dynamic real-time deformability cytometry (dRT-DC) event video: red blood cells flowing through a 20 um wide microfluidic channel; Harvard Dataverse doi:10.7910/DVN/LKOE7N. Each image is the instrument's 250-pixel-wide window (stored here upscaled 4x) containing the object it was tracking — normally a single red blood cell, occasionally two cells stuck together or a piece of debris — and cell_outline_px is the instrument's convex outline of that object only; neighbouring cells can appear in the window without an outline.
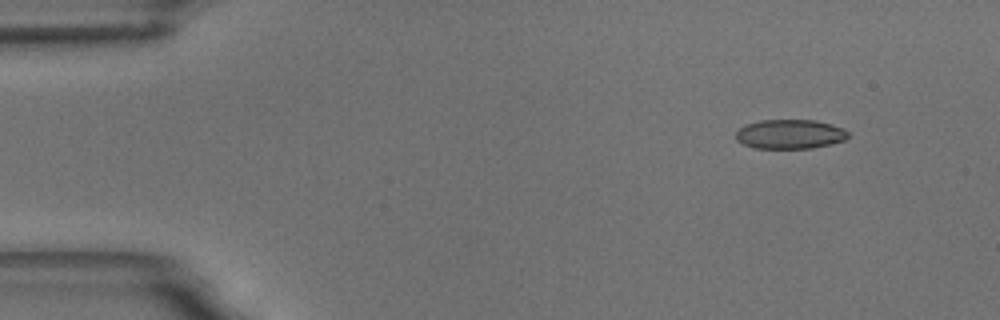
{"species": "common noctule bat (a hibernating species)", "species_latin": "Nyctalus noctula", "temperature_condition": "room temperature", "stored_images_in_passage": 52, "camera_frame_rate_fps": 3000, "um_per_image_px": 0.085, "animal": {"sex": "male", "body_mass_g": 18.8}, "frame": {"image": 1, "passage_image": 1, "time_ms": 0.0, "image_size_px": [1000, 320], "cell_outline_px": [[848, 136], [844, 140], [812, 148], [756, 148], [744, 144], [736, 140], [736, 132], [740, 128], [748, 124], [760, 120], [812, 120], [828, 124], [840, 128], [848, 132]], "centroid_in_image_um": [67.1, 11.4], "position_along_channel_um": 17.9, "area_um2": 18.79}}
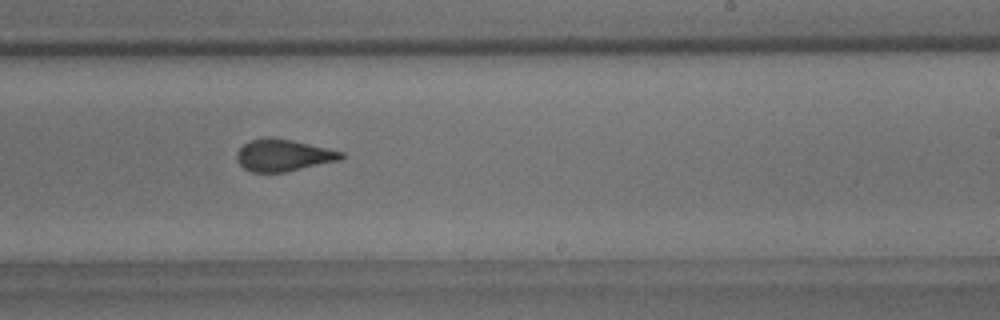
{"frame": {"image": 2, "passage_image": 30, "time_ms": 9.667, "image_size_px": [1000, 320], "cell_outline_px": [[344, 156], [340, 160], [284, 172], [252, 172], [244, 168], [236, 160], [236, 156], [240, 148], [248, 140], [268, 136], [292, 140], [328, 148], [344, 152]], "centroid_in_image_um": [24.07, 13.18], "position_along_channel_um": 264.9, "area_um2": 19.42}}
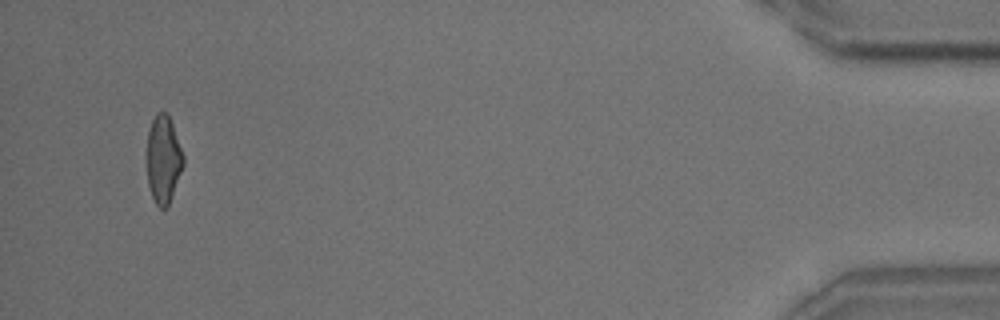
{"frame": {"image": 3, "passage_image": 50, "time_ms": 16.333, "image_size_px": [1000, 320], "cell_outline_px": [[184, 164], [168, 204], [164, 208], [160, 208], [156, 204], [152, 196], [148, 184], [148, 132], [152, 120], [156, 112], [168, 112], [184, 156]], "centroid_in_image_um": [13.89, 13.5], "position_along_channel_um": 421.3, "area_um2": 18.26}, "authors_computed_cell_mechanics": {"area_um2": 19.9699, "velocity_mm_per_s": 3.5222, "shape_relaxation_time_tau1_ms": 8.0706, "shape_relaxation_time_tau2_ms": 1.4003, "deformation_change_tau1": 0.1833, "deformation_change_tau2": 0.0823}}